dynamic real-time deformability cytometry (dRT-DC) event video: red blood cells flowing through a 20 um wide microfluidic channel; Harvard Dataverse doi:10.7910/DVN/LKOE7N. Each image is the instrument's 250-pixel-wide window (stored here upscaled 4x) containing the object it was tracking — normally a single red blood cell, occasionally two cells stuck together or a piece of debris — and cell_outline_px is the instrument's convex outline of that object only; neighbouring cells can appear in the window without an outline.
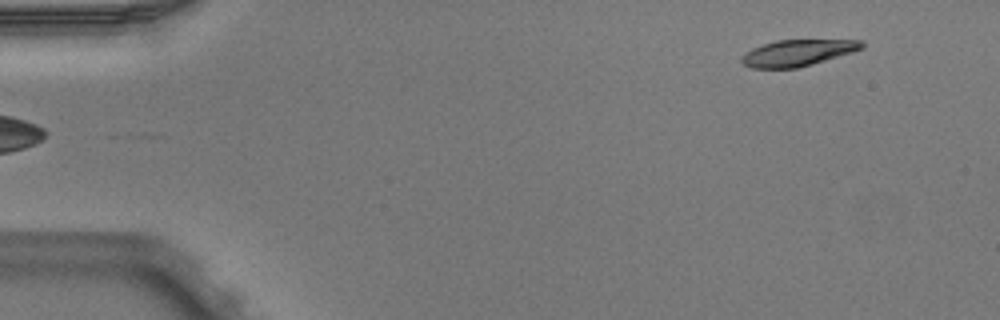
{"species": "Egyptian fruit bat (a non-hibernating species)", "species_latin": "Rousettus aegyptiacus", "temperature_condition": "warm", "stored_images_in_passage": 4, "segment_of_instrument_passage": [2, 2], "camera_frame_rate_fps": 3000, "um_per_image_px": 0.085, "animal": {"sex": "male"}, "frame": {"image": 1, "passage_image": 4, "time_ms": 1.0, "image_size_px": [1000, 320], "cell_outline_px": [[864, 48], [852, 52], [812, 64], [796, 68], [752, 68], [744, 64], [740, 60], [740, 56], [752, 48], [776, 40], [860, 40], [864, 44]], "centroid_in_image_um": [67.77, 4.49], "position_along_channel_um": 17.2, "area_um2": 18.32}}